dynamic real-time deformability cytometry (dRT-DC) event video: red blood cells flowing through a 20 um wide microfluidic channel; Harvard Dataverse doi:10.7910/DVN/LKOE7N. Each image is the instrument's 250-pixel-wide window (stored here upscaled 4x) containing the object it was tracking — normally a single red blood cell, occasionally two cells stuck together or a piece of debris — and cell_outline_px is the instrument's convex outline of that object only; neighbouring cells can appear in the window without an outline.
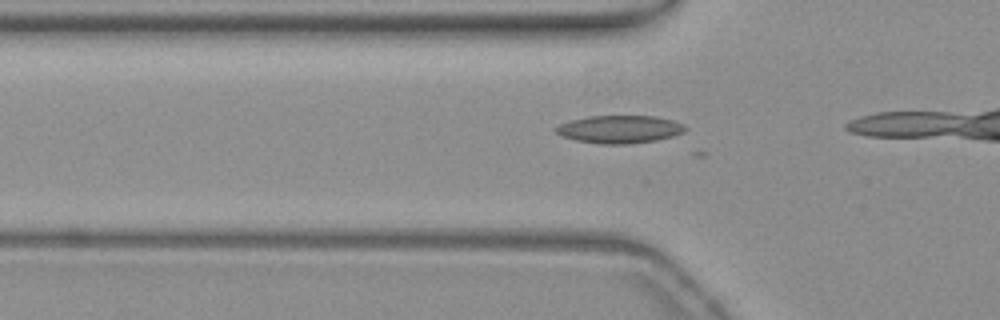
{"species": "common noctule bat (a hibernating species)", "species_latin": "Nyctalus noctula", "temperature_condition": "warm", "stored_images_in_passage": 8, "camera_frame_rate_fps": 3000, "um_per_image_px": 0.085, "animal": {"sex": "female", "body_mass_g": 19.3, "forearm_length_mm": 54.1}, "frame": {"image": 1, "passage_image": 5, "time_ms": 1.333, "image_size_px": [1000, 320], "cell_outline_px": [[688, 128], [684, 132], [672, 136], [656, 140], [628, 144], [600, 144], [576, 140], [564, 136], [556, 132], [552, 128], [560, 124], [572, 120], [588, 116], [656, 116], [672, 120], [684, 124]], "centroid_in_image_um": [52.68, 10.98], "position_along_channel_um": 73.1, "area_um2": 20.92}}